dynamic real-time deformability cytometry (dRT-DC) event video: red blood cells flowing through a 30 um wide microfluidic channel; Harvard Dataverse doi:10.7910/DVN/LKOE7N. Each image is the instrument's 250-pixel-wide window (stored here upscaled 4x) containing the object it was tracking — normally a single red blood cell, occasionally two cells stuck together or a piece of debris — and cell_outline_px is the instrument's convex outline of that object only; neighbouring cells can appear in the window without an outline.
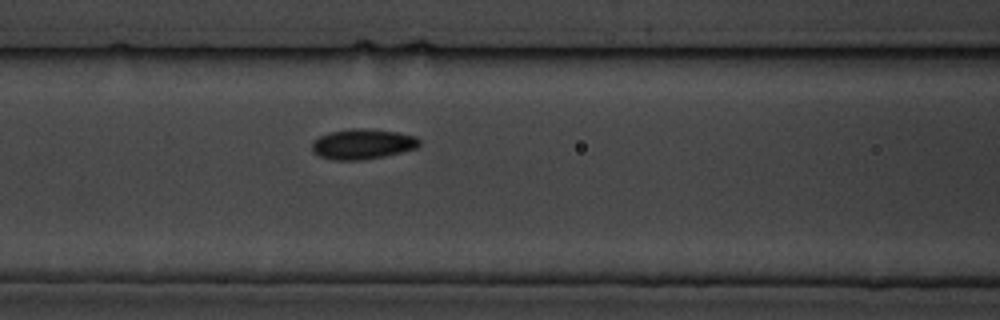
{"species": "common noctule bat (a hibernating species)", "species_latin": "Nyctalus noctula", "temperature_condition": "cold", "stored_images_in_passage": 4, "camera_frame_rate_fps": 3000, "um_per_image_px": 0.085, "animal": {"sex": "male", "body_mass_g": 19.5, "forearm_length_mm": 54.6}, "frame": {"image": 1, "passage_image": 4, "time_ms": 3.333, "image_size_px": [1000, 320], "cell_outline_px": [[420, 144], [416, 148], [384, 156], [360, 160], [332, 160], [320, 156], [312, 152], [312, 140], [328, 132], [352, 128], [364, 128], [396, 132], [416, 136], [420, 140]], "centroid_in_image_um": [30.78, 12.24], "position_along_channel_um": 135.8, "area_um2": 18.96}}